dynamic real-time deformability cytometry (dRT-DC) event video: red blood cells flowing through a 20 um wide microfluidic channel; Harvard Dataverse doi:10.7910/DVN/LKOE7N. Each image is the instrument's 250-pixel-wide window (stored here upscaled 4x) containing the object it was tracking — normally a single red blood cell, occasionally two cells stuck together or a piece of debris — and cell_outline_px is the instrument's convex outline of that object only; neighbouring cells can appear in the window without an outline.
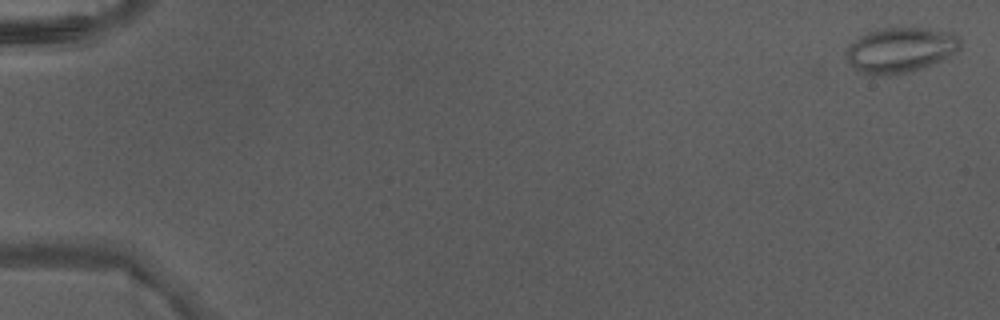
{"species": "Egyptian fruit bat (a non-hibernating species)", "species_latin": "Rousettus aegyptiacus", "temperature_condition": "warm", "stored_images_in_passage": 47, "camera_frame_rate_fps": 3000, "um_per_image_px": 0.085, "animal": {"sex": "male"}, "frame": {"image": 1, "passage_image": 1, "time_ms": 0.0, "image_size_px": [1000, 320], "cell_outline_px": [[960, 48], [956, 52], [924, 68], [896, 76], [872, 76], [860, 72], [848, 60], [844, 52], [848, 44], [860, 36], [876, 28], [928, 28], [952, 32], [960, 40]], "centroid_in_image_um": [76.5, 4.26], "position_along_channel_um": 8.5, "area_um2": 30.46}}
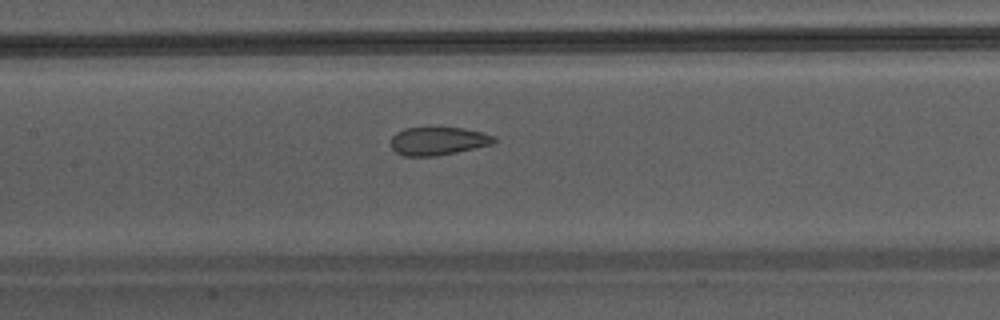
{"frame": {"image": 2, "passage_image": 24, "time_ms": 7.667, "image_size_px": [1000, 320], "cell_outline_px": [[496, 140], [492, 144], [456, 152], [436, 156], [404, 156], [396, 152], [392, 148], [392, 136], [396, 132], [404, 128], [428, 124], [464, 128], [484, 132], [496, 136]], "centroid_in_image_um": [37.23, 11.92], "position_along_channel_um": 170.2, "area_um2": 17.74}}
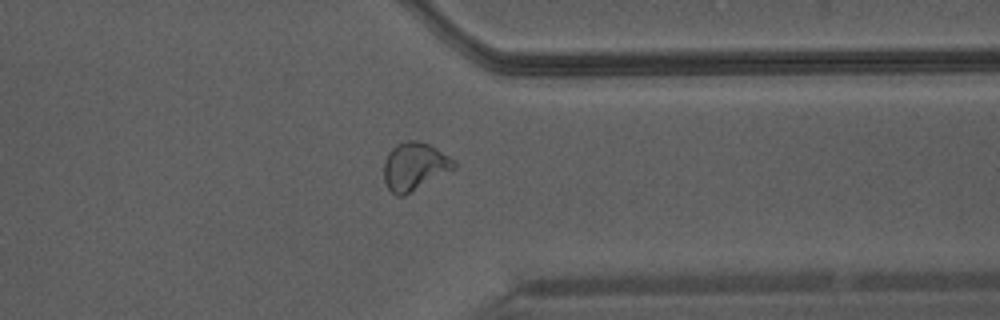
{"frame": {"image": 3, "passage_image": 38, "time_ms": 12.333, "image_size_px": [1000, 320], "cell_outline_px": [[456, 168], [404, 196], [396, 196], [388, 188], [384, 180], [384, 160], [388, 152], [396, 144], [404, 140], [416, 140], [428, 144], [436, 148], [456, 160]], "centroid_in_image_um": [35.23, 14.14], "position_along_channel_um": 376.2, "area_um2": 19.71}}